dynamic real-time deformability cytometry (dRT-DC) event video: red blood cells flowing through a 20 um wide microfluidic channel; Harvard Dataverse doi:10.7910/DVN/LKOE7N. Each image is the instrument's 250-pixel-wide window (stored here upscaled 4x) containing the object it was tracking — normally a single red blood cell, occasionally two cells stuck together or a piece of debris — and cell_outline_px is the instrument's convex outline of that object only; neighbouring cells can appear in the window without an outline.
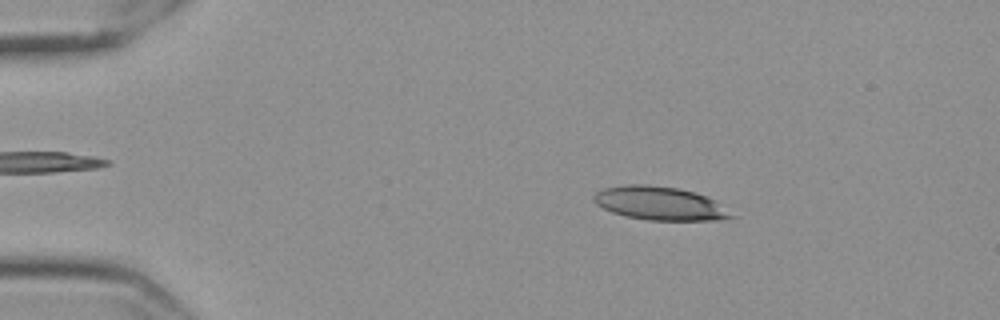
{"species": "Egyptian fruit bat (a non-hibernating species)", "species_latin": "Rousettus aegyptiacus", "temperature_condition": "cold", "stored_images_in_passage": 56, "camera_frame_rate_fps": 3000, "um_per_image_px": 0.085, "frame": {"image": 1, "passage_image": 9, "time_ms": 2.667, "image_size_px": [1000, 320], "cell_outline_px": [[736, 216], [712, 220], [648, 220], [624, 216], [612, 212], [596, 204], [592, 200], [592, 196], [596, 192], [604, 188], [624, 184], [648, 184], [680, 188], [696, 192], [716, 200]], "centroid_in_image_um": [56.06, 17.27], "position_along_channel_um": 28.9, "area_um2": 27.05}}
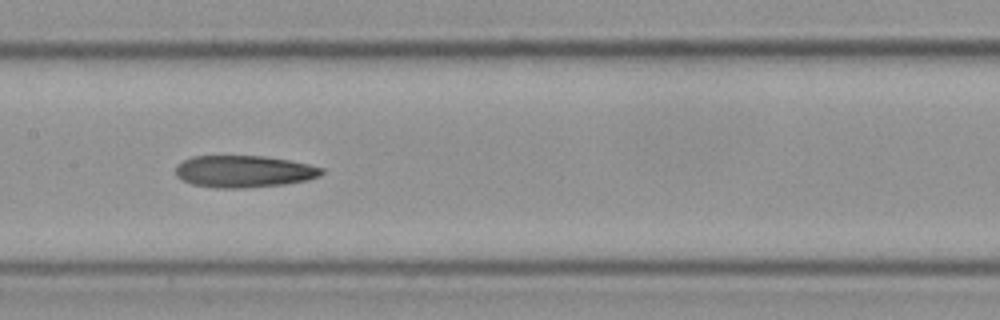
{"frame": {"image": 2, "passage_image": 28, "time_ms": 9.0, "image_size_px": [1000, 320], "cell_outline_px": [[324, 172], [320, 176], [308, 180], [284, 184], [244, 188], [216, 188], [192, 184], [176, 176], [176, 168], [184, 160], [192, 156], [264, 156], [288, 160], [308, 164], [324, 168]], "centroid_in_image_um": [20.76, 14.57], "position_along_channel_um": 186.6, "area_um2": 27.11}}
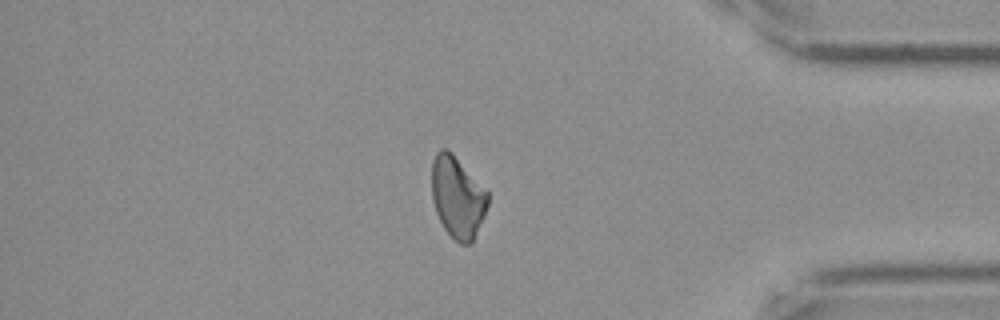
{"frame": {"image": 3, "passage_image": 48, "time_ms": 15.667, "image_size_px": [1000, 320], "cell_outline_px": [[488, 204], [472, 244], [460, 244], [444, 228], [436, 212], [432, 200], [432, 160], [436, 152], [440, 148], [448, 148], [452, 152], [488, 192]], "centroid_in_image_um": [38.87, 16.73], "position_along_channel_um": 396.3, "area_um2": 26.53}, "authors_computed_cell_mechanics": {"area_um2": 26.7903, "velocity_mm_per_s": 3.5413, "shape_relaxation_time_tau1_ms": null, "shape_relaxation_time_tau2_ms": 6.3414, "deformation_change_tau1": null, "deformation_change_tau2": 0.1829}}